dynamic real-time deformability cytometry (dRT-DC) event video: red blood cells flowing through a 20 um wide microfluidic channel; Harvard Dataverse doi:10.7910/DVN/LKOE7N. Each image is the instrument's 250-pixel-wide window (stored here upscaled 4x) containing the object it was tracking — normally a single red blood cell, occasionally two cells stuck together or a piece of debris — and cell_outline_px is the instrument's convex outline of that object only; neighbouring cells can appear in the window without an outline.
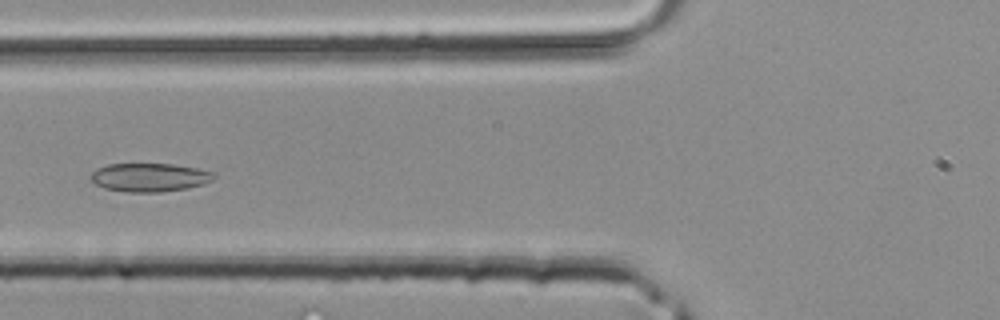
{"species": "common noctule bat (a hibernating species)", "species_latin": "Nyctalus noctula", "temperature_condition": "room temperature", "stored_images_in_passage": 41, "camera_frame_rate_fps": 3000, "um_per_image_px": 0.085, "animal": {"sex": "male", "body_mass_g": 20.4}, "frame": {"image": 1, "passage_image": 16, "time_ms": 5.0, "image_size_px": [1000, 320], "cell_outline_px": [[216, 176], [212, 180], [204, 184], [188, 188], [160, 192], [124, 192], [104, 188], [88, 180], [88, 176], [96, 168], [108, 164], [172, 164], [196, 168], [216, 172]], "centroid_in_image_um": [12.68, 15.08], "position_along_channel_um": 113.1, "area_um2": 20.75}}
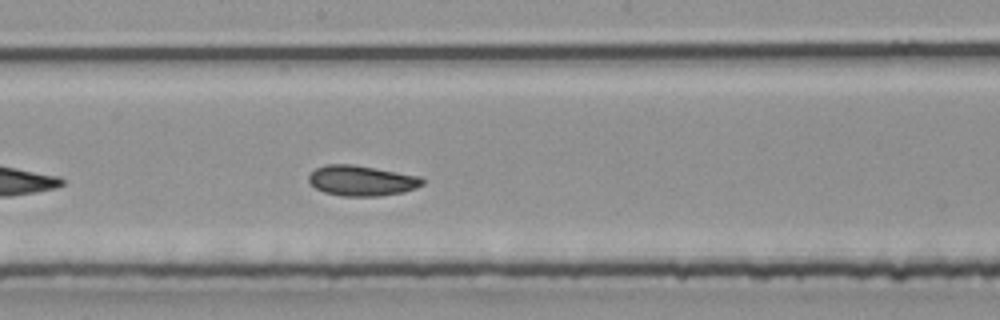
{"frame": {"image": 2, "passage_image": 22, "time_ms": 7.0, "image_size_px": [1000, 320], "cell_outline_px": [[424, 184], [416, 188], [400, 192], [380, 196], [340, 196], [324, 192], [316, 188], [308, 180], [308, 176], [316, 168], [324, 164], [352, 164], [376, 168], [420, 176], [424, 180]], "centroid_in_image_um": [30.73, 15.35], "position_along_channel_um": 217.5, "area_um2": 20.11}}
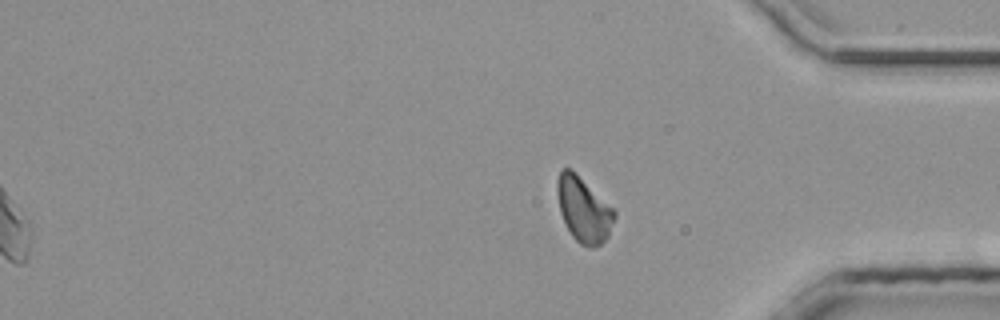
{"frame": {"image": 3, "passage_image": 41, "time_ms": 13.333, "image_size_px": [1000, 320], "cell_outline_px": [[616, 216], [608, 236], [600, 244], [592, 248], [588, 248], [580, 244], [572, 236], [560, 212], [556, 192], [556, 180], [560, 168], [568, 168], [576, 172], [616, 212]], "centroid_in_image_um": [49.58, 17.8], "position_along_channel_um": 385.6, "area_um2": 21.62}}